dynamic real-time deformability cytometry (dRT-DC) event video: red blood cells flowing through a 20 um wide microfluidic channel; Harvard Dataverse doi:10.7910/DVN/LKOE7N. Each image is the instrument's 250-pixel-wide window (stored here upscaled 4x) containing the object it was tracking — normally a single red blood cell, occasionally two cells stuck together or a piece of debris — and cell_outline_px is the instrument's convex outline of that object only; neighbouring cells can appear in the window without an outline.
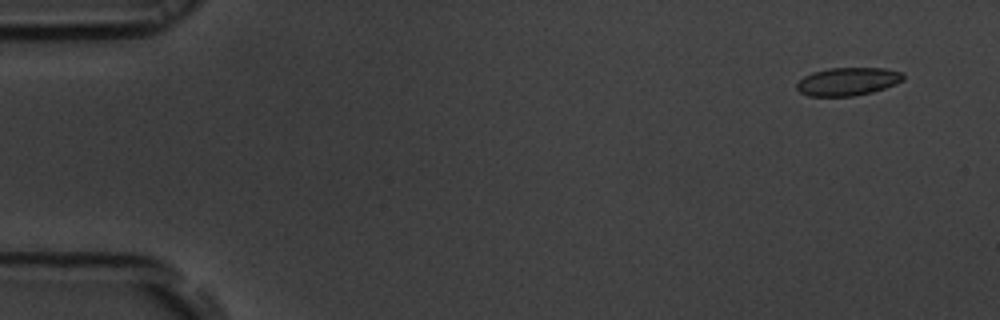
{"species": "common noctule bat (a hibernating species)", "species_latin": "Nyctalus noctula", "temperature_condition": "room temperature", "stored_images_in_passage": 55, "camera_frame_rate_fps": 3000, "um_per_image_px": 0.085, "animal": {"sex": "male", "body_mass_g": 19.5, "forearm_length_mm": 54.6}, "frame": {"image": 1, "passage_image": 4, "time_ms": 1.0, "image_size_px": [1000, 320], "cell_outline_px": [[904, 80], [896, 84], [872, 92], [852, 96], [808, 96], [800, 92], [796, 88], [796, 84], [804, 76], [812, 72], [828, 68], [884, 68], [904, 72]], "centroid_in_image_um": [72.07, 6.92], "position_along_channel_um": 12.9, "area_um2": 17.51}}
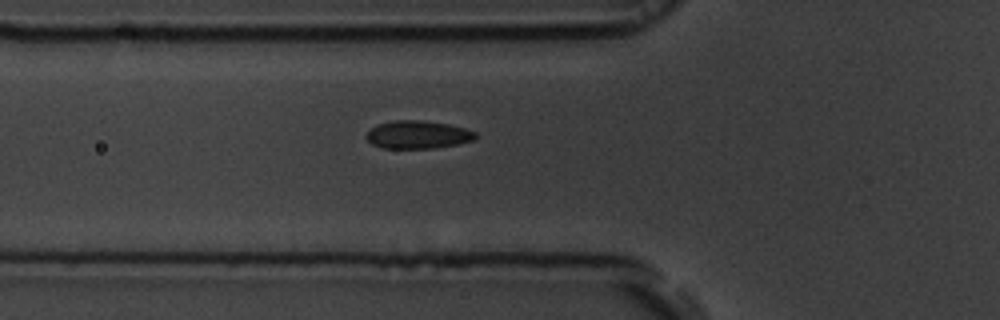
{"frame": {"image": 2, "passage_image": 20, "time_ms": 6.333, "image_size_px": [1000, 320], "cell_outline_px": [[476, 136], [472, 140], [456, 144], [432, 148], [380, 148], [372, 144], [364, 136], [376, 124], [396, 120], [416, 120], [448, 124], [464, 128], [476, 132]], "centroid_in_image_um": [35.46, 11.45], "position_along_channel_um": 90.3, "area_um2": 17.57}}
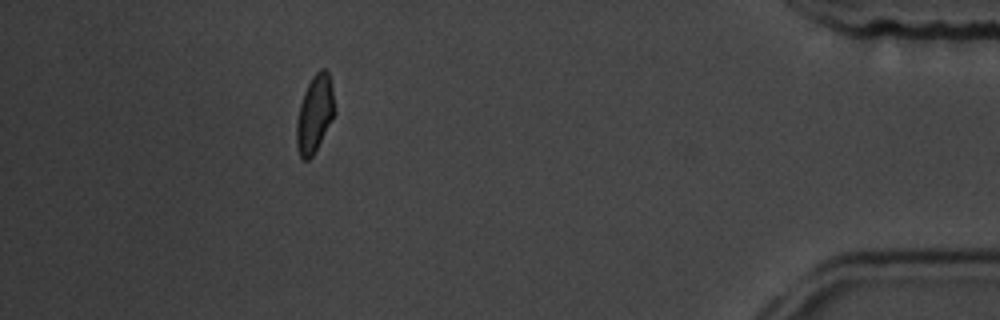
{"frame": {"image": 3, "passage_image": 50, "time_ms": 16.333, "image_size_px": [1000, 320], "cell_outline_px": [[336, 112], [312, 156], [308, 160], [304, 160], [300, 156], [296, 144], [296, 124], [300, 104], [304, 92], [312, 76], [320, 68], [324, 68], [328, 72], [332, 88]], "centroid_in_image_um": [26.75, 9.65], "position_along_channel_um": 408.5, "area_um2": 16.99}, "authors_computed_cell_mechanics": {"area_um2": 17.7446, "velocity_mm_per_s": 3.7203, "shape_relaxation_time_tau1_ms": 7.3713, "shape_relaxation_time_tau2_ms": 1.5052, "deformation_change_tau1": 0.1425, "deformation_change_tau2": 0.0566}}